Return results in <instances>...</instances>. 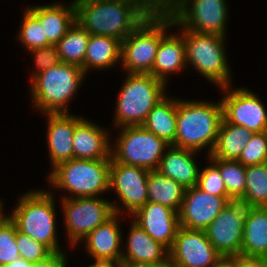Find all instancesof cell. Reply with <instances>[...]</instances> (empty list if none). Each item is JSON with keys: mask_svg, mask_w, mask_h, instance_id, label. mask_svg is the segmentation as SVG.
I'll use <instances>...</instances> for the list:
<instances>
[{"mask_svg": "<svg viewBox=\"0 0 267 267\" xmlns=\"http://www.w3.org/2000/svg\"><path fill=\"white\" fill-rule=\"evenodd\" d=\"M76 21L90 34L123 41L162 3H129L112 0H74Z\"/></svg>", "mask_w": 267, "mask_h": 267, "instance_id": "6da1fadb", "label": "cell"}, {"mask_svg": "<svg viewBox=\"0 0 267 267\" xmlns=\"http://www.w3.org/2000/svg\"><path fill=\"white\" fill-rule=\"evenodd\" d=\"M222 104L177 99V131L172 145L201 152L206 147L208 156L216 143L222 121Z\"/></svg>", "mask_w": 267, "mask_h": 267, "instance_id": "7a4b0ae2", "label": "cell"}, {"mask_svg": "<svg viewBox=\"0 0 267 267\" xmlns=\"http://www.w3.org/2000/svg\"><path fill=\"white\" fill-rule=\"evenodd\" d=\"M173 27L172 16L161 6L121 42V63L128 73L150 74L160 40Z\"/></svg>", "mask_w": 267, "mask_h": 267, "instance_id": "3957f363", "label": "cell"}, {"mask_svg": "<svg viewBox=\"0 0 267 267\" xmlns=\"http://www.w3.org/2000/svg\"><path fill=\"white\" fill-rule=\"evenodd\" d=\"M53 194L43 189L29 191L21 195L15 209L8 215L20 232L46 245L52 252H59L62 250L56 234Z\"/></svg>", "mask_w": 267, "mask_h": 267, "instance_id": "277c9868", "label": "cell"}, {"mask_svg": "<svg viewBox=\"0 0 267 267\" xmlns=\"http://www.w3.org/2000/svg\"><path fill=\"white\" fill-rule=\"evenodd\" d=\"M84 77L81 67L62 62L36 75L30 84L33 107L44 114L69 113L67 104Z\"/></svg>", "mask_w": 267, "mask_h": 267, "instance_id": "5b68a950", "label": "cell"}, {"mask_svg": "<svg viewBox=\"0 0 267 267\" xmlns=\"http://www.w3.org/2000/svg\"><path fill=\"white\" fill-rule=\"evenodd\" d=\"M111 159H76L58 164L49 173L51 187L68 191L71 198L98 197L110 191Z\"/></svg>", "mask_w": 267, "mask_h": 267, "instance_id": "8992f818", "label": "cell"}, {"mask_svg": "<svg viewBox=\"0 0 267 267\" xmlns=\"http://www.w3.org/2000/svg\"><path fill=\"white\" fill-rule=\"evenodd\" d=\"M166 87L151 74L128 73L118 93L114 125H142L148 113L166 96Z\"/></svg>", "mask_w": 267, "mask_h": 267, "instance_id": "52a82bcc", "label": "cell"}, {"mask_svg": "<svg viewBox=\"0 0 267 267\" xmlns=\"http://www.w3.org/2000/svg\"><path fill=\"white\" fill-rule=\"evenodd\" d=\"M173 26L182 30L180 34L185 43L186 63L219 88L231 85V69L224 47L226 37L192 32L181 27L174 19Z\"/></svg>", "mask_w": 267, "mask_h": 267, "instance_id": "ba28073f", "label": "cell"}, {"mask_svg": "<svg viewBox=\"0 0 267 267\" xmlns=\"http://www.w3.org/2000/svg\"><path fill=\"white\" fill-rule=\"evenodd\" d=\"M226 0H162V7L184 29L226 37Z\"/></svg>", "mask_w": 267, "mask_h": 267, "instance_id": "9c48e42d", "label": "cell"}, {"mask_svg": "<svg viewBox=\"0 0 267 267\" xmlns=\"http://www.w3.org/2000/svg\"><path fill=\"white\" fill-rule=\"evenodd\" d=\"M116 146H111V159L117 163L156 170L166 149L163 139L140 126L120 127Z\"/></svg>", "mask_w": 267, "mask_h": 267, "instance_id": "30bf717a", "label": "cell"}, {"mask_svg": "<svg viewBox=\"0 0 267 267\" xmlns=\"http://www.w3.org/2000/svg\"><path fill=\"white\" fill-rule=\"evenodd\" d=\"M62 198L61 206L70 247L81 243L97 226L105 223L115 213L111 201L98 197Z\"/></svg>", "mask_w": 267, "mask_h": 267, "instance_id": "8fae6325", "label": "cell"}, {"mask_svg": "<svg viewBox=\"0 0 267 267\" xmlns=\"http://www.w3.org/2000/svg\"><path fill=\"white\" fill-rule=\"evenodd\" d=\"M226 94L220 100L225 122L247 128L252 133L267 131V108L248 88L220 87Z\"/></svg>", "mask_w": 267, "mask_h": 267, "instance_id": "7c38bea8", "label": "cell"}, {"mask_svg": "<svg viewBox=\"0 0 267 267\" xmlns=\"http://www.w3.org/2000/svg\"><path fill=\"white\" fill-rule=\"evenodd\" d=\"M148 174L149 170L145 168L117 163L111 159L109 189H115L117 198L122 203L121 208L117 207V203L111 202L115 214L120 215L121 211L123 214L126 208L129 215H133L148 202Z\"/></svg>", "mask_w": 267, "mask_h": 267, "instance_id": "4fadbf2b", "label": "cell"}, {"mask_svg": "<svg viewBox=\"0 0 267 267\" xmlns=\"http://www.w3.org/2000/svg\"><path fill=\"white\" fill-rule=\"evenodd\" d=\"M247 208L240 201H232L205 229L208 240L222 257L240 254Z\"/></svg>", "mask_w": 267, "mask_h": 267, "instance_id": "5bb4252c", "label": "cell"}, {"mask_svg": "<svg viewBox=\"0 0 267 267\" xmlns=\"http://www.w3.org/2000/svg\"><path fill=\"white\" fill-rule=\"evenodd\" d=\"M221 258L205 230L180 226L169 249V267H213Z\"/></svg>", "mask_w": 267, "mask_h": 267, "instance_id": "9a60e30c", "label": "cell"}, {"mask_svg": "<svg viewBox=\"0 0 267 267\" xmlns=\"http://www.w3.org/2000/svg\"><path fill=\"white\" fill-rule=\"evenodd\" d=\"M232 201L230 197L212 195L197 186L186 188L178 212L179 224L190 230H205Z\"/></svg>", "mask_w": 267, "mask_h": 267, "instance_id": "2e32d148", "label": "cell"}, {"mask_svg": "<svg viewBox=\"0 0 267 267\" xmlns=\"http://www.w3.org/2000/svg\"><path fill=\"white\" fill-rule=\"evenodd\" d=\"M133 216V220L155 241L168 250L172 247L180 227L178 212L158 203L147 202L132 215V218Z\"/></svg>", "mask_w": 267, "mask_h": 267, "instance_id": "e0dca14e", "label": "cell"}, {"mask_svg": "<svg viewBox=\"0 0 267 267\" xmlns=\"http://www.w3.org/2000/svg\"><path fill=\"white\" fill-rule=\"evenodd\" d=\"M47 144L51 170L58 164L73 159L75 125L81 117L69 113H47Z\"/></svg>", "mask_w": 267, "mask_h": 267, "instance_id": "ac0fdd59", "label": "cell"}, {"mask_svg": "<svg viewBox=\"0 0 267 267\" xmlns=\"http://www.w3.org/2000/svg\"><path fill=\"white\" fill-rule=\"evenodd\" d=\"M119 217V214H114L81 240L85 241L86 251L94 260L121 262L123 235Z\"/></svg>", "mask_w": 267, "mask_h": 267, "instance_id": "d6986e66", "label": "cell"}, {"mask_svg": "<svg viewBox=\"0 0 267 267\" xmlns=\"http://www.w3.org/2000/svg\"><path fill=\"white\" fill-rule=\"evenodd\" d=\"M110 134L108 130L82 118L76 125L73 136V158L111 159Z\"/></svg>", "mask_w": 267, "mask_h": 267, "instance_id": "ffe728a7", "label": "cell"}, {"mask_svg": "<svg viewBox=\"0 0 267 267\" xmlns=\"http://www.w3.org/2000/svg\"><path fill=\"white\" fill-rule=\"evenodd\" d=\"M121 261L169 264V250L155 241L134 220L131 222Z\"/></svg>", "mask_w": 267, "mask_h": 267, "instance_id": "44dd1931", "label": "cell"}, {"mask_svg": "<svg viewBox=\"0 0 267 267\" xmlns=\"http://www.w3.org/2000/svg\"><path fill=\"white\" fill-rule=\"evenodd\" d=\"M70 3L68 6L58 2L27 7V10L41 23L51 45H56L76 21L74 1Z\"/></svg>", "mask_w": 267, "mask_h": 267, "instance_id": "7402d4cb", "label": "cell"}, {"mask_svg": "<svg viewBox=\"0 0 267 267\" xmlns=\"http://www.w3.org/2000/svg\"><path fill=\"white\" fill-rule=\"evenodd\" d=\"M196 153L199 152L170 145L156 170L177 181L185 189L194 187L197 185L200 171L196 160L193 158Z\"/></svg>", "mask_w": 267, "mask_h": 267, "instance_id": "603a6c76", "label": "cell"}, {"mask_svg": "<svg viewBox=\"0 0 267 267\" xmlns=\"http://www.w3.org/2000/svg\"><path fill=\"white\" fill-rule=\"evenodd\" d=\"M187 65L183 36L180 33H170L160 40L150 74L167 85L168 76L180 72Z\"/></svg>", "mask_w": 267, "mask_h": 267, "instance_id": "cb8c5ba5", "label": "cell"}, {"mask_svg": "<svg viewBox=\"0 0 267 267\" xmlns=\"http://www.w3.org/2000/svg\"><path fill=\"white\" fill-rule=\"evenodd\" d=\"M240 254L267 258V207H248Z\"/></svg>", "mask_w": 267, "mask_h": 267, "instance_id": "d4e9b609", "label": "cell"}, {"mask_svg": "<svg viewBox=\"0 0 267 267\" xmlns=\"http://www.w3.org/2000/svg\"><path fill=\"white\" fill-rule=\"evenodd\" d=\"M141 126L167 144L173 145L177 131V98L165 96L161 99L148 113Z\"/></svg>", "mask_w": 267, "mask_h": 267, "instance_id": "484cf974", "label": "cell"}, {"mask_svg": "<svg viewBox=\"0 0 267 267\" xmlns=\"http://www.w3.org/2000/svg\"><path fill=\"white\" fill-rule=\"evenodd\" d=\"M121 40L101 35H90L83 66L87 75L89 69H107L121 61Z\"/></svg>", "mask_w": 267, "mask_h": 267, "instance_id": "4316f807", "label": "cell"}, {"mask_svg": "<svg viewBox=\"0 0 267 267\" xmlns=\"http://www.w3.org/2000/svg\"><path fill=\"white\" fill-rule=\"evenodd\" d=\"M253 133L245 127L221 121L209 159L237 161Z\"/></svg>", "mask_w": 267, "mask_h": 267, "instance_id": "83f0119b", "label": "cell"}, {"mask_svg": "<svg viewBox=\"0 0 267 267\" xmlns=\"http://www.w3.org/2000/svg\"><path fill=\"white\" fill-rule=\"evenodd\" d=\"M148 202L158 203L179 212L185 188L157 170L149 171L147 177Z\"/></svg>", "mask_w": 267, "mask_h": 267, "instance_id": "f1b7e54d", "label": "cell"}, {"mask_svg": "<svg viewBox=\"0 0 267 267\" xmlns=\"http://www.w3.org/2000/svg\"><path fill=\"white\" fill-rule=\"evenodd\" d=\"M89 39L90 34L75 21L56 44L61 62L82 67Z\"/></svg>", "mask_w": 267, "mask_h": 267, "instance_id": "f546056e", "label": "cell"}, {"mask_svg": "<svg viewBox=\"0 0 267 267\" xmlns=\"http://www.w3.org/2000/svg\"><path fill=\"white\" fill-rule=\"evenodd\" d=\"M244 196L239 200L248 207H267V163L247 166Z\"/></svg>", "mask_w": 267, "mask_h": 267, "instance_id": "4dcf8cb0", "label": "cell"}, {"mask_svg": "<svg viewBox=\"0 0 267 267\" xmlns=\"http://www.w3.org/2000/svg\"><path fill=\"white\" fill-rule=\"evenodd\" d=\"M218 168L224 181L227 194L233 201H239L244 196L246 167L239 161L209 159Z\"/></svg>", "mask_w": 267, "mask_h": 267, "instance_id": "1f68e13d", "label": "cell"}, {"mask_svg": "<svg viewBox=\"0 0 267 267\" xmlns=\"http://www.w3.org/2000/svg\"><path fill=\"white\" fill-rule=\"evenodd\" d=\"M18 37L23 47L29 51L51 45L41 23L26 8L23 13Z\"/></svg>", "mask_w": 267, "mask_h": 267, "instance_id": "d6a6232c", "label": "cell"}, {"mask_svg": "<svg viewBox=\"0 0 267 267\" xmlns=\"http://www.w3.org/2000/svg\"><path fill=\"white\" fill-rule=\"evenodd\" d=\"M19 257L16 246V224L7 215L0 223V267Z\"/></svg>", "mask_w": 267, "mask_h": 267, "instance_id": "836d02e7", "label": "cell"}, {"mask_svg": "<svg viewBox=\"0 0 267 267\" xmlns=\"http://www.w3.org/2000/svg\"><path fill=\"white\" fill-rule=\"evenodd\" d=\"M237 161L245 167L267 163V131L253 133Z\"/></svg>", "mask_w": 267, "mask_h": 267, "instance_id": "e575fe53", "label": "cell"}, {"mask_svg": "<svg viewBox=\"0 0 267 267\" xmlns=\"http://www.w3.org/2000/svg\"><path fill=\"white\" fill-rule=\"evenodd\" d=\"M210 165L199 171L197 187L219 197H229L219 168L210 160Z\"/></svg>", "mask_w": 267, "mask_h": 267, "instance_id": "d590c367", "label": "cell"}, {"mask_svg": "<svg viewBox=\"0 0 267 267\" xmlns=\"http://www.w3.org/2000/svg\"><path fill=\"white\" fill-rule=\"evenodd\" d=\"M16 246L20 257L30 262L46 259L53 252L44 244L35 241L27 234L20 232L16 226Z\"/></svg>", "mask_w": 267, "mask_h": 267, "instance_id": "8d00e7d4", "label": "cell"}, {"mask_svg": "<svg viewBox=\"0 0 267 267\" xmlns=\"http://www.w3.org/2000/svg\"><path fill=\"white\" fill-rule=\"evenodd\" d=\"M29 52L34 56L35 68L37 69V71L31 73L32 77L30 80L48 68L61 63L56 45L32 49Z\"/></svg>", "mask_w": 267, "mask_h": 267, "instance_id": "74e56055", "label": "cell"}, {"mask_svg": "<svg viewBox=\"0 0 267 267\" xmlns=\"http://www.w3.org/2000/svg\"><path fill=\"white\" fill-rule=\"evenodd\" d=\"M235 267H267V258L236 254L228 257Z\"/></svg>", "mask_w": 267, "mask_h": 267, "instance_id": "f35d334b", "label": "cell"}, {"mask_svg": "<svg viewBox=\"0 0 267 267\" xmlns=\"http://www.w3.org/2000/svg\"><path fill=\"white\" fill-rule=\"evenodd\" d=\"M65 251L53 252L42 261L33 263L32 267H67Z\"/></svg>", "mask_w": 267, "mask_h": 267, "instance_id": "ab89813d", "label": "cell"}, {"mask_svg": "<svg viewBox=\"0 0 267 267\" xmlns=\"http://www.w3.org/2000/svg\"><path fill=\"white\" fill-rule=\"evenodd\" d=\"M122 267H168L169 264L121 261Z\"/></svg>", "mask_w": 267, "mask_h": 267, "instance_id": "60d3db41", "label": "cell"}, {"mask_svg": "<svg viewBox=\"0 0 267 267\" xmlns=\"http://www.w3.org/2000/svg\"><path fill=\"white\" fill-rule=\"evenodd\" d=\"M32 265L33 262L27 261L26 259L19 257L8 264L2 265L1 267H32Z\"/></svg>", "mask_w": 267, "mask_h": 267, "instance_id": "b9f144b4", "label": "cell"}, {"mask_svg": "<svg viewBox=\"0 0 267 267\" xmlns=\"http://www.w3.org/2000/svg\"><path fill=\"white\" fill-rule=\"evenodd\" d=\"M120 266L121 262L94 260V264H91L88 267H120Z\"/></svg>", "mask_w": 267, "mask_h": 267, "instance_id": "7bdbcfd3", "label": "cell"}, {"mask_svg": "<svg viewBox=\"0 0 267 267\" xmlns=\"http://www.w3.org/2000/svg\"><path fill=\"white\" fill-rule=\"evenodd\" d=\"M213 267H235L228 257H222Z\"/></svg>", "mask_w": 267, "mask_h": 267, "instance_id": "ee69618b", "label": "cell"}, {"mask_svg": "<svg viewBox=\"0 0 267 267\" xmlns=\"http://www.w3.org/2000/svg\"><path fill=\"white\" fill-rule=\"evenodd\" d=\"M112 1H123L129 3H162V0H112Z\"/></svg>", "mask_w": 267, "mask_h": 267, "instance_id": "f6af8a7d", "label": "cell"}, {"mask_svg": "<svg viewBox=\"0 0 267 267\" xmlns=\"http://www.w3.org/2000/svg\"><path fill=\"white\" fill-rule=\"evenodd\" d=\"M2 200L0 199V223L2 222V220L6 217L5 213H3V205H2ZM4 214V215H3Z\"/></svg>", "mask_w": 267, "mask_h": 267, "instance_id": "bcb514c9", "label": "cell"}]
</instances>
